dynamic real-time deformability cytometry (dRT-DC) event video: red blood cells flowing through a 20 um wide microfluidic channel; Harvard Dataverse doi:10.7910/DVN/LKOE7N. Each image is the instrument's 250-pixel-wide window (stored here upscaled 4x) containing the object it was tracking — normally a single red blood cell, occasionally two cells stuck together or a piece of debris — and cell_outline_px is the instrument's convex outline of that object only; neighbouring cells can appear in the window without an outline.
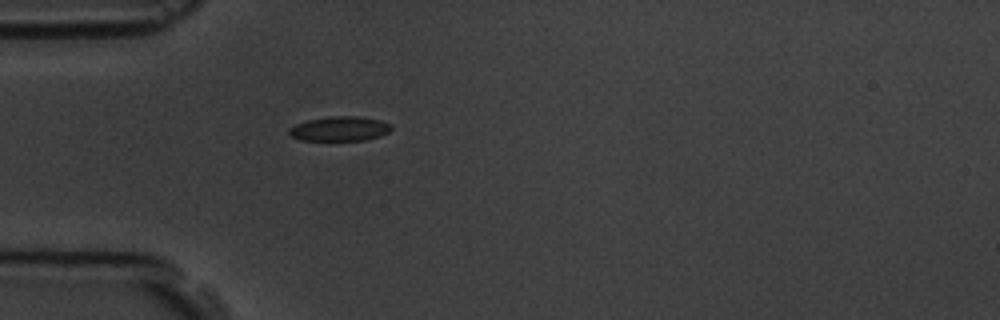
{"species": "common noctule bat (a hibernating species)", "species_latin": "Nyctalus noctula", "temperature_condition": "room temperature", "stored_images_in_passage": 1, "camera_frame_rate_fps": 3000, "um_per_image_px": 0.085, "animal": {"sex": "male", "body_mass_g": 19.5, "forearm_length_mm": 54.6}, "frame": {"image": 1, "passage_image": 1, "time_ms": 0.0, "image_size_px": [1000, 320], "cell_outline_px": [[392, 128], [388, 132], [380, 136], [364, 140], [300, 140], [292, 136], [288, 132], [288, 128], [296, 124], [308, 120], [332, 116], [360, 116], [380, 120], [392, 124]], "centroid_in_image_um": [28.89, 10.94], "position_along_channel_um": 56.1, "area_um2": 14.62}}